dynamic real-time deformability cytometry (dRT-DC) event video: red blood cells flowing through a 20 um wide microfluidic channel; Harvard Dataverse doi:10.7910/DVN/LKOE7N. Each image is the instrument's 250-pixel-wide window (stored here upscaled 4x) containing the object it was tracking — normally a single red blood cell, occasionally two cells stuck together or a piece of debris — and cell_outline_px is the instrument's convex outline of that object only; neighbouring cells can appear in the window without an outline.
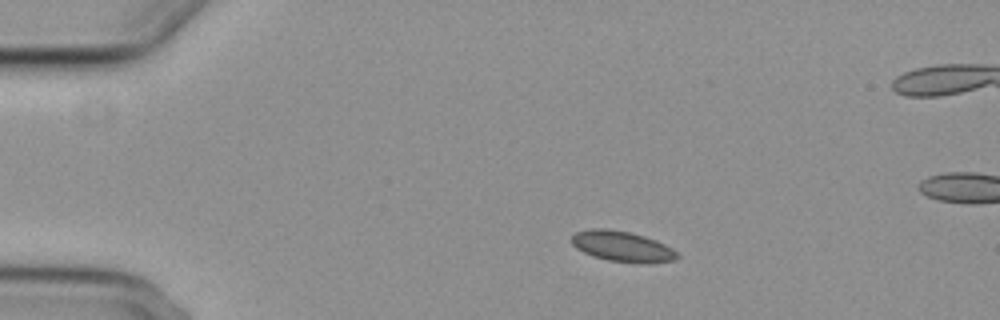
{"species": "common noctule bat (a hibernating species)", "species_latin": "Nyctalus noctula", "temperature_condition": "cold", "stored_images_in_passage": 4, "camera_frame_rate_fps": 3000, "um_per_image_px": 0.085, "animal": {"sex": "female", "body_mass_g": 29.2, "forearm_length_mm": 56.3}, "frame": {"image": 1, "passage_image": 1, "time_ms": 0.0, "image_size_px": [1000, 320], "cell_outline_px": [[680, 256], [676, 260], [644, 264], [608, 260], [592, 256], [576, 248], [572, 244], [572, 236], [576, 232], [588, 228], [608, 228], [628, 232], [644, 236], [656, 240], [672, 248]], "centroid_in_image_um": [52.89, 20.95], "position_along_channel_um": 32.1, "area_um2": 18.9}}
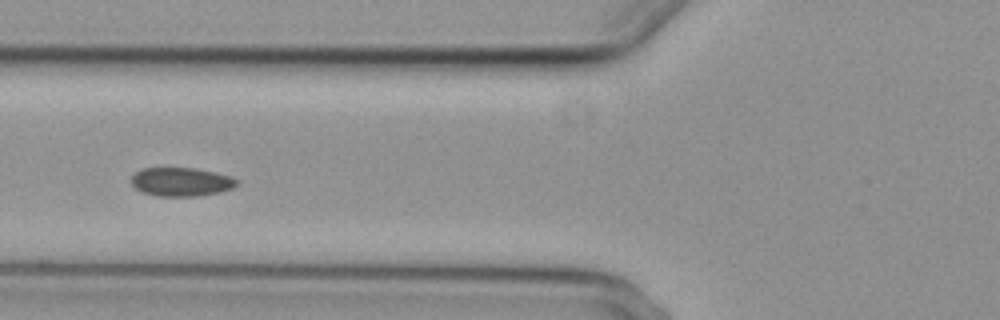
{"frame": {"image": 2, "passage_image": 4, "time_ms": 3.667, "image_size_px": [1000, 320], "cell_outline_px": [[240, 184], [232, 188], [220, 192], [196, 196], [156, 196], [144, 192], [136, 188], [132, 184], [132, 176], [140, 168], [196, 168], [216, 172], [232, 176]], "centroid_in_image_um": [15.43, 15.45], "position_along_channel_um": 110.4, "area_um2": 17.69}}